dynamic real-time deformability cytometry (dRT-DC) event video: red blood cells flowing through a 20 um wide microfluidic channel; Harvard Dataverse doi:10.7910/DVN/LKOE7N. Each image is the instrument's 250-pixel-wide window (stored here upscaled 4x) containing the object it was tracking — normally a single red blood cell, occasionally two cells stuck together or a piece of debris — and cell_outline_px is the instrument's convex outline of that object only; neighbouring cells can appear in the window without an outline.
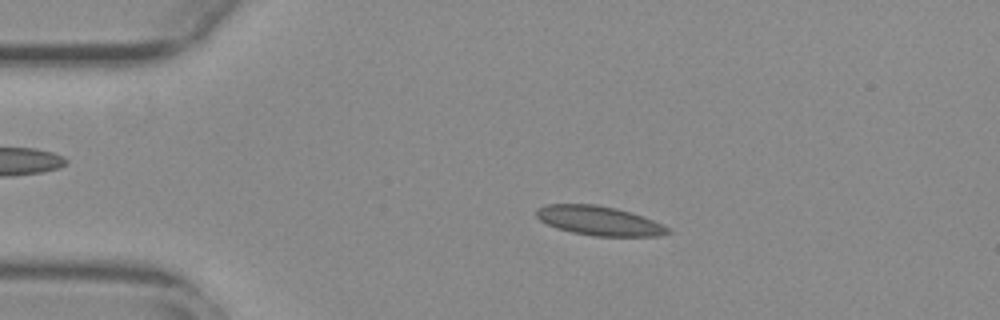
{"species": "common noctule bat (a hibernating species)", "species_latin": "Nyctalus noctula", "temperature_condition": "warm", "stored_images_in_passage": 53, "camera_frame_rate_fps": 3000, "um_per_image_px": 0.085, "animal": {"sex": "female", "body_mass_g": 29.2, "forearm_length_mm": 56.3}, "frame": {"image": 1, "passage_image": 10, "time_ms": 3.0, "image_size_px": [1000, 320], "cell_outline_px": [[672, 232], [660, 236], [592, 236], [572, 232], [556, 228], [540, 220], [536, 216], [536, 208], [544, 204], [596, 204], [616, 208], [632, 212], [644, 216], [668, 228]], "centroid_in_image_um": [50.9, 18.75], "position_along_channel_um": 34.1, "area_um2": 22.54}}
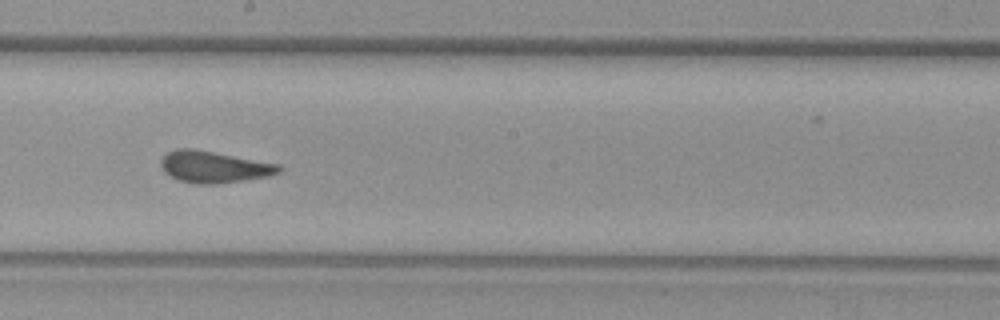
{"frame": {"image": 2, "passage_image": 29, "time_ms": 9.333, "image_size_px": [1000, 320], "cell_outline_px": [[284, 168], [280, 172], [272, 176], [216, 184], [196, 184], [176, 180], [164, 172], [160, 168], [160, 160], [168, 152], [176, 148], [192, 148], [280, 164]], "centroid_in_image_um": [18.18, 14.19], "position_along_channel_um": 230.0, "area_um2": 22.08}}
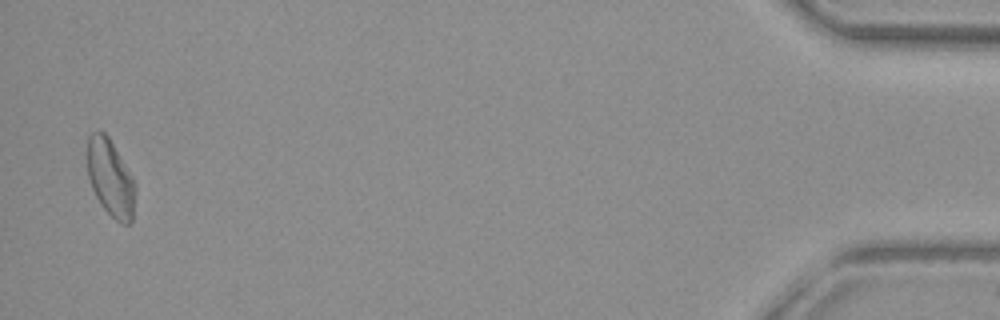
{"frame": {"image": 3, "passage_image": 52, "time_ms": 17.0, "image_size_px": [1000, 320], "cell_outline_px": [[136, 188], [132, 220], [128, 224], [120, 224], [104, 208], [96, 196], [92, 188], [88, 176], [88, 136], [92, 132], [100, 128], [108, 136], [136, 180]], "centroid_in_image_um": [9.42, 15.1], "position_along_channel_um": 425.8, "area_um2": 21.73}, "authors_computed_cell_mechanics": {"area_um2": 21.6172, "velocity_mm_per_s": 3.7806, "shape_relaxation_time_tau1_ms": null, "shape_relaxation_time_tau2_ms": 1.455, "deformation_change_tau1": null, "deformation_change_tau2": 0.0682}}